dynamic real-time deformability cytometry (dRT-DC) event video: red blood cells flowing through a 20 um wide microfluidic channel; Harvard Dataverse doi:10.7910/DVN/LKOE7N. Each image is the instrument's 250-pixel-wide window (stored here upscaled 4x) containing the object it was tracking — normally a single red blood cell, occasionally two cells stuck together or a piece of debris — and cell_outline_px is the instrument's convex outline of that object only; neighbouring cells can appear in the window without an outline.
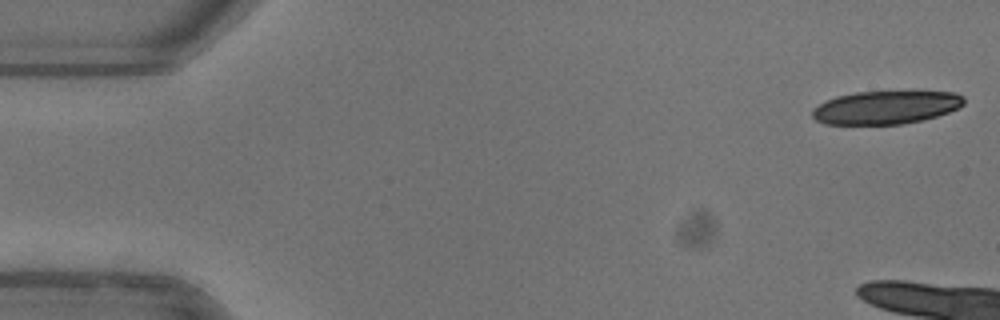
{"species": "common noctule bat (a hibernating species)", "species_latin": "Nyctalus noctula", "temperature_condition": "warm", "stored_images_in_passage": 10, "camera_frame_rate_fps": 3000, "um_per_image_px": 0.085, "animal": {"sex": "female"}, "frame": {"image": 1, "passage_image": 1, "time_ms": 0.0, "image_size_px": [1000, 320], "cell_outline_px": [[964, 104], [948, 112], [936, 116], [920, 120], [900, 124], [824, 124], [816, 120], [812, 116], [812, 108], [824, 100], [836, 96], [856, 92], [956, 92], [964, 96]], "centroid_in_image_um": [75.25, 9.13], "position_along_channel_um": 9.8, "area_um2": 29.19}}